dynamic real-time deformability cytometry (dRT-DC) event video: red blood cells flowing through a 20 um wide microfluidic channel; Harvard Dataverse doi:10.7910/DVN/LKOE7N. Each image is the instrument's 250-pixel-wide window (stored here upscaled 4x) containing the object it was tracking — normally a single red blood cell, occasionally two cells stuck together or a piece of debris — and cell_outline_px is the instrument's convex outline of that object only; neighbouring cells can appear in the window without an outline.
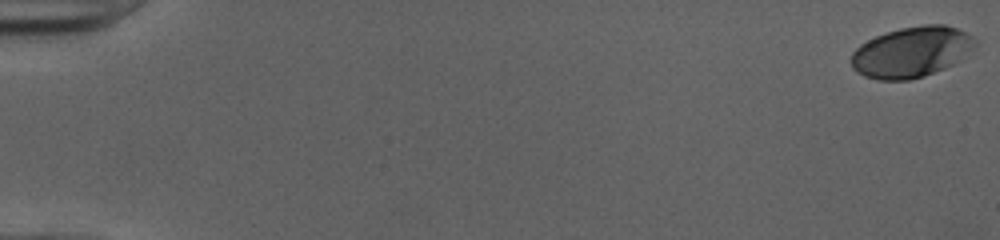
{"species": "human", "species_latin": "Homo sapiens", "temperature_condition": "cold", "stored_images_in_passage": 53, "camera_frame_rate_fps": 3000, "um_per_image_px": 0.085, "donor": {"sex": "female"}, "frame": {"image": 1, "passage_image": 1, "time_ms": 0.0, "image_size_px": [1000, 240], "cell_outline_px": [[976, 44], [960, 60], [944, 68], [924, 76], [908, 80], [876, 80], [864, 76], [856, 72], [852, 68], [852, 52], [860, 44], [876, 36], [900, 28], [924, 24], [944, 24], [956, 28], [972, 36]], "centroid_in_image_um": [77.45, 4.43], "position_along_channel_um": 7.6, "area_um2": 36.36}}
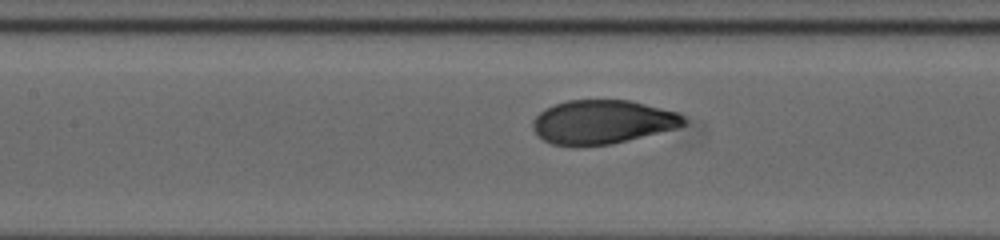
{"frame": {"image": 2, "passage_image": 26, "time_ms": 8.333, "image_size_px": [1000, 240], "cell_outline_px": [[684, 124], [676, 128], [612, 144], [576, 148], [552, 144], [544, 140], [532, 128], [532, 120], [544, 108], [568, 100], [628, 100], [680, 112], [684, 116]], "centroid_in_image_um": [51.17, 10.38], "position_along_channel_um": 156.2, "area_um2": 38.9}}
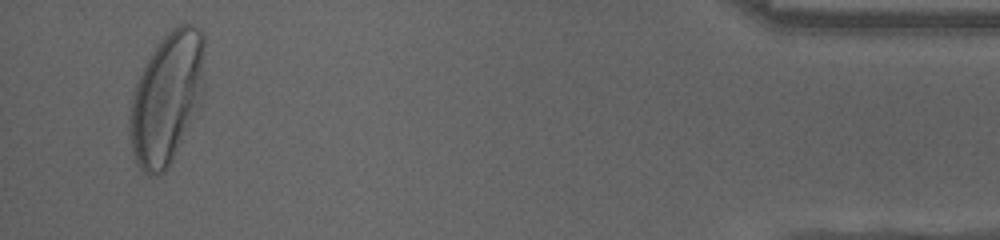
{"frame": {"image": 3, "passage_image": 51, "time_ms": 16.667, "image_size_px": [1000, 240], "cell_outline_px": [[204, 92], [172, 160], [164, 172], [152, 176], [148, 176], [136, 164], [132, 152], [128, 128], [132, 92], [152, 52], [160, 40], [176, 24], [192, 24], [204, 36]], "centroid_in_image_um": [14.16, 8.33], "position_along_channel_um": 421.0, "area_um2": 56.93}, "authors_computed_cell_mechanics": {"area_um2": 38.6104, "velocity_mm_per_s": 3.9897, "shape_relaxation_time_tau1_ms": 3.2102, "shape_relaxation_time_tau2_ms": null, "deformation_change_tau1": 0.1731, "deformation_change_tau2": null}}